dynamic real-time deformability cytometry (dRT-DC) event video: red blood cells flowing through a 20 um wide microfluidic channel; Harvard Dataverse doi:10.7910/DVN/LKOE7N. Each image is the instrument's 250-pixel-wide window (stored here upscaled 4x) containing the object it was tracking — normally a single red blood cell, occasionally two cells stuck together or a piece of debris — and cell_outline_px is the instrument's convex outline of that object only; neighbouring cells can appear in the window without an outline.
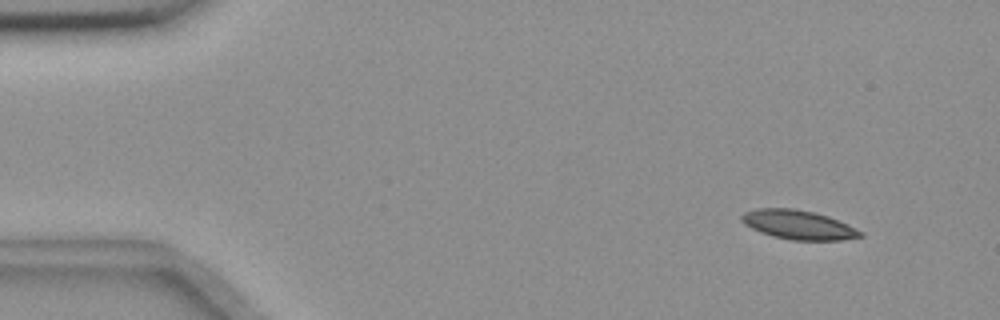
{"species": "common noctule bat (a hibernating species)", "species_latin": "Nyctalus noctula", "temperature_condition": "room temperature", "stored_images_in_passage": 5, "camera_frame_rate_fps": 3000, "um_per_image_px": 0.085, "animal": {"sex": "female", "body_mass_g": 18.4}, "frame": {"image": 1, "passage_image": 1, "time_ms": 0.0, "image_size_px": [1000, 320], "cell_outline_px": [[864, 236], [840, 240], [792, 240], [772, 236], [760, 232], [744, 224], [740, 220], [740, 216], [744, 212], [756, 208], [792, 208], [812, 212], [828, 216], [848, 224], [864, 232]], "centroid_in_image_um": [67.85, 19.1], "position_along_channel_um": 17.1, "area_um2": 20.23}}